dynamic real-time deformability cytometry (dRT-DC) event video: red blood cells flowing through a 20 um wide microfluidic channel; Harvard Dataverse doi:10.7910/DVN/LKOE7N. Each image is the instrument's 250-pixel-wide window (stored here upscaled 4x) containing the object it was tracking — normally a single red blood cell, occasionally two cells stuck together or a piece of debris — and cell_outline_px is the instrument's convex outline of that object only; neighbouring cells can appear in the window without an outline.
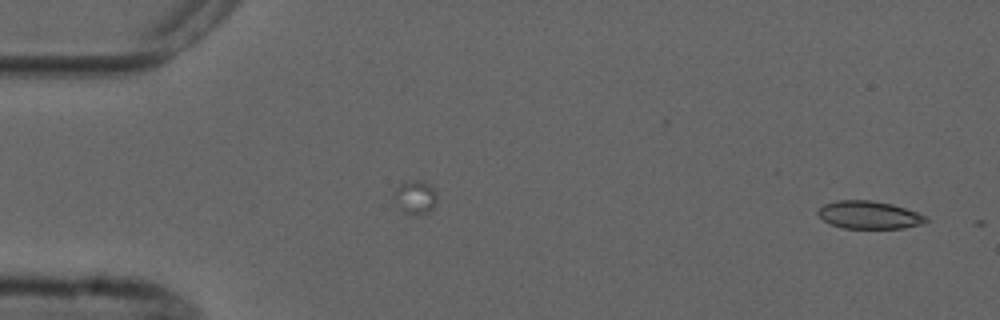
{"species": "common noctule bat (a hibernating species)", "species_latin": "Nyctalus noctula", "temperature_condition": "cold", "stored_images_in_passage": 3, "camera_frame_rate_fps": 3000, "um_per_image_px": 0.085, "animal": {"sex": "male", "forearm_length_mm": 52.5}, "frame": {"image": 1, "passage_image": 3, "time_ms": 3.333, "image_size_px": [1000, 320], "cell_outline_px": [[928, 220], [920, 224], [904, 228], [844, 228], [832, 224], [824, 220], [816, 212], [824, 204], [836, 200], [872, 200], [892, 204], [928, 216]], "centroid_in_image_um": [73.87, 18.26], "position_along_channel_um": 11.1, "area_um2": 17.34}}